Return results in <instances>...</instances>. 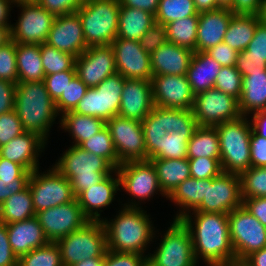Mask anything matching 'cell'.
Listing matches in <instances>:
<instances>
[{"label": "cell", "instance_id": "1", "mask_svg": "<svg viewBox=\"0 0 266 266\" xmlns=\"http://www.w3.org/2000/svg\"><path fill=\"white\" fill-rule=\"evenodd\" d=\"M180 220L188 228L194 255L206 266H236L228 214L191 211Z\"/></svg>", "mask_w": 266, "mask_h": 266}, {"label": "cell", "instance_id": "2", "mask_svg": "<svg viewBox=\"0 0 266 266\" xmlns=\"http://www.w3.org/2000/svg\"><path fill=\"white\" fill-rule=\"evenodd\" d=\"M111 218L108 220L104 216L102 220L106 231L107 250L148 256L149 246L159 237L156 236L159 231L154 226L150 214H147L144 208L121 206L116 216Z\"/></svg>", "mask_w": 266, "mask_h": 266}, {"label": "cell", "instance_id": "3", "mask_svg": "<svg viewBox=\"0 0 266 266\" xmlns=\"http://www.w3.org/2000/svg\"><path fill=\"white\" fill-rule=\"evenodd\" d=\"M14 110L25 131L38 134L48 143L51 127L60 115L44 81L18 82Z\"/></svg>", "mask_w": 266, "mask_h": 266}, {"label": "cell", "instance_id": "4", "mask_svg": "<svg viewBox=\"0 0 266 266\" xmlns=\"http://www.w3.org/2000/svg\"><path fill=\"white\" fill-rule=\"evenodd\" d=\"M60 155L52 166L70 181L75 197L115 170L105 158L76 145H70Z\"/></svg>", "mask_w": 266, "mask_h": 266}, {"label": "cell", "instance_id": "5", "mask_svg": "<svg viewBox=\"0 0 266 266\" xmlns=\"http://www.w3.org/2000/svg\"><path fill=\"white\" fill-rule=\"evenodd\" d=\"M220 144V164L223 172L241 174L251 167L250 118H239L215 126Z\"/></svg>", "mask_w": 266, "mask_h": 266}, {"label": "cell", "instance_id": "6", "mask_svg": "<svg viewBox=\"0 0 266 266\" xmlns=\"http://www.w3.org/2000/svg\"><path fill=\"white\" fill-rule=\"evenodd\" d=\"M119 11V0H90L76 11L87 47L107 46L116 39Z\"/></svg>", "mask_w": 266, "mask_h": 266}, {"label": "cell", "instance_id": "7", "mask_svg": "<svg viewBox=\"0 0 266 266\" xmlns=\"http://www.w3.org/2000/svg\"><path fill=\"white\" fill-rule=\"evenodd\" d=\"M116 171L120 179V192L125 191L130 197L121 206L142 208L141 203L153 200L157 194L167 199L160 188L156 169L150 160L125 162Z\"/></svg>", "mask_w": 266, "mask_h": 266}, {"label": "cell", "instance_id": "8", "mask_svg": "<svg viewBox=\"0 0 266 266\" xmlns=\"http://www.w3.org/2000/svg\"><path fill=\"white\" fill-rule=\"evenodd\" d=\"M167 228L160 233V243L153 253L148 254V262L152 266H199L189 230L184 223L173 219Z\"/></svg>", "mask_w": 266, "mask_h": 266}, {"label": "cell", "instance_id": "9", "mask_svg": "<svg viewBox=\"0 0 266 266\" xmlns=\"http://www.w3.org/2000/svg\"><path fill=\"white\" fill-rule=\"evenodd\" d=\"M61 251L63 266L93 257H105L107 252L106 231L102 221H89L56 242Z\"/></svg>", "mask_w": 266, "mask_h": 266}, {"label": "cell", "instance_id": "10", "mask_svg": "<svg viewBox=\"0 0 266 266\" xmlns=\"http://www.w3.org/2000/svg\"><path fill=\"white\" fill-rule=\"evenodd\" d=\"M49 167L43 172L41 168H38L31 173L29 178L28 187L36 213L69 203L76 198L70 181L52 165Z\"/></svg>", "mask_w": 266, "mask_h": 266}, {"label": "cell", "instance_id": "11", "mask_svg": "<svg viewBox=\"0 0 266 266\" xmlns=\"http://www.w3.org/2000/svg\"><path fill=\"white\" fill-rule=\"evenodd\" d=\"M124 84L125 78L118 72L108 76L98 86L88 88L73 112L110 120L119 113Z\"/></svg>", "mask_w": 266, "mask_h": 266}, {"label": "cell", "instance_id": "12", "mask_svg": "<svg viewBox=\"0 0 266 266\" xmlns=\"http://www.w3.org/2000/svg\"><path fill=\"white\" fill-rule=\"evenodd\" d=\"M231 244L238 266L252 252L266 247V227L242 205L228 214Z\"/></svg>", "mask_w": 266, "mask_h": 266}, {"label": "cell", "instance_id": "13", "mask_svg": "<svg viewBox=\"0 0 266 266\" xmlns=\"http://www.w3.org/2000/svg\"><path fill=\"white\" fill-rule=\"evenodd\" d=\"M14 6L20 10L18 20L11 24V40L16 44L45 43L56 16L38 3L15 1Z\"/></svg>", "mask_w": 266, "mask_h": 266}, {"label": "cell", "instance_id": "14", "mask_svg": "<svg viewBox=\"0 0 266 266\" xmlns=\"http://www.w3.org/2000/svg\"><path fill=\"white\" fill-rule=\"evenodd\" d=\"M242 203L240 175L222 171L206 179L205 197L194 211L229 214Z\"/></svg>", "mask_w": 266, "mask_h": 266}, {"label": "cell", "instance_id": "15", "mask_svg": "<svg viewBox=\"0 0 266 266\" xmlns=\"http://www.w3.org/2000/svg\"><path fill=\"white\" fill-rule=\"evenodd\" d=\"M192 112L198 126L209 127L241 116L238 100L214 87L195 95Z\"/></svg>", "mask_w": 266, "mask_h": 266}, {"label": "cell", "instance_id": "16", "mask_svg": "<svg viewBox=\"0 0 266 266\" xmlns=\"http://www.w3.org/2000/svg\"><path fill=\"white\" fill-rule=\"evenodd\" d=\"M106 127L118 156L119 162L146 161V145L140 121L114 116L106 121Z\"/></svg>", "mask_w": 266, "mask_h": 266}, {"label": "cell", "instance_id": "17", "mask_svg": "<svg viewBox=\"0 0 266 266\" xmlns=\"http://www.w3.org/2000/svg\"><path fill=\"white\" fill-rule=\"evenodd\" d=\"M49 242L58 240L84 227L90 220L84 215L77 198L36 213Z\"/></svg>", "mask_w": 266, "mask_h": 266}, {"label": "cell", "instance_id": "18", "mask_svg": "<svg viewBox=\"0 0 266 266\" xmlns=\"http://www.w3.org/2000/svg\"><path fill=\"white\" fill-rule=\"evenodd\" d=\"M110 46L114 52L117 72L127 79L151 81L150 54L141 47L140 41L116 38Z\"/></svg>", "mask_w": 266, "mask_h": 266}, {"label": "cell", "instance_id": "19", "mask_svg": "<svg viewBox=\"0 0 266 266\" xmlns=\"http://www.w3.org/2000/svg\"><path fill=\"white\" fill-rule=\"evenodd\" d=\"M76 75L88 87L98 86L117 72L114 52L110 45L88 47L75 59Z\"/></svg>", "mask_w": 266, "mask_h": 266}, {"label": "cell", "instance_id": "20", "mask_svg": "<svg viewBox=\"0 0 266 266\" xmlns=\"http://www.w3.org/2000/svg\"><path fill=\"white\" fill-rule=\"evenodd\" d=\"M154 106L192 109L195 95L185 75H155L151 78Z\"/></svg>", "mask_w": 266, "mask_h": 266}, {"label": "cell", "instance_id": "21", "mask_svg": "<svg viewBox=\"0 0 266 266\" xmlns=\"http://www.w3.org/2000/svg\"><path fill=\"white\" fill-rule=\"evenodd\" d=\"M45 43L75 57L81 55L88 47L79 15L75 12L56 16Z\"/></svg>", "mask_w": 266, "mask_h": 266}, {"label": "cell", "instance_id": "22", "mask_svg": "<svg viewBox=\"0 0 266 266\" xmlns=\"http://www.w3.org/2000/svg\"><path fill=\"white\" fill-rule=\"evenodd\" d=\"M119 191L120 179L115 169L98 184H93L89 189L82 191L76 198L84 215L90 221H102L101 213L116 200Z\"/></svg>", "mask_w": 266, "mask_h": 266}, {"label": "cell", "instance_id": "23", "mask_svg": "<svg viewBox=\"0 0 266 266\" xmlns=\"http://www.w3.org/2000/svg\"><path fill=\"white\" fill-rule=\"evenodd\" d=\"M48 143L36 133L23 132L0 147V157L22 165L33 172L40 168V160Z\"/></svg>", "mask_w": 266, "mask_h": 266}, {"label": "cell", "instance_id": "24", "mask_svg": "<svg viewBox=\"0 0 266 266\" xmlns=\"http://www.w3.org/2000/svg\"><path fill=\"white\" fill-rule=\"evenodd\" d=\"M153 108L151 81L125 78L118 115L142 122Z\"/></svg>", "mask_w": 266, "mask_h": 266}, {"label": "cell", "instance_id": "25", "mask_svg": "<svg viewBox=\"0 0 266 266\" xmlns=\"http://www.w3.org/2000/svg\"><path fill=\"white\" fill-rule=\"evenodd\" d=\"M234 13L228 8H218L199 13L196 51L206 52L222 43Z\"/></svg>", "mask_w": 266, "mask_h": 266}, {"label": "cell", "instance_id": "26", "mask_svg": "<svg viewBox=\"0 0 266 266\" xmlns=\"http://www.w3.org/2000/svg\"><path fill=\"white\" fill-rule=\"evenodd\" d=\"M6 227L8 241L18 259L31 250L50 243L36 216L6 224Z\"/></svg>", "mask_w": 266, "mask_h": 266}, {"label": "cell", "instance_id": "27", "mask_svg": "<svg viewBox=\"0 0 266 266\" xmlns=\"http://www.w3.org/2000/svg\"><path fill=\"white\" fill-rule=\"evenodd\" d=\"M188 48L166 42L151 55V70L155 75H185L193 55Z\"/></svg>", "mask_w": 266, "mask_h": 266}, {"label": "cell", "instance_id": "28", "mask_svg": "<svg viewBox=\"0 0 266 266\" xmlns=\"http://www.w3.org/2000/svg\"><path fill=\"white\" fill-rule=\"evenodd\" d=\"M221 68L222 66L206 52H194L186 74L193 94L197 95L213 88Z\"/></svg>", "mask_w": 266, "mask_h": 266}, {"label": "cell", "instance_id": "29", "mask_svg": "<svg viewBox=\"0 0 266 266\" xmlns=\"http://www.w3.org/2000/svg\"><path fill=\"white\" fill-rule=\"evenodd\" d=\"M238 105L240 114L247 117L266 110V69L263 72H251L242 78Z\"/></svg>", "mask_w": 266, "mask_h": 266}, {"label": "cell", "instance_id": "30", "mask_svg": "<svg viewBox=\"0 0 266 266\" xmlns=\"http://www.w3.org/2000/svg\"><path fill=\"white\" fill-rule=\"evenodd\" d=\"M63 132H68L73 140L71 145L79 146L83 141L100 132L106 122L98 117L80 115L73 111H67L60 115L58 121Z\"/></svg>", "mask_w": 266, "mask_h": 266}, {"label": "cell", "instance_id": "31", "mask_svg": "<svg viewBox=\"0 0 266 266\" xmlns=\"http://www.w3.org/2000/svg\"><path fill=\"white\" fill-rule=\"evenodd\" d=\"M206 191V179L188 178L180 183L167 197L177 208L173 219H180L195 210L203 201Z\"/></svg>", "mask_w": 266, "mask_h": 266}, {"label": "cell", "instance_id": "32", "mask_svg": "<svg viewBox=\"0 0 266 266\" xmlns=\"http://www.w3.org/2000/svg\"><path fill=\"white\" fill-rule=\"evenodd\" d=\"M263 19V15L234 14L228 25L223 42L238 52L246 50L254 37L257 25Z\"/></svg>", "mask_w": 266, "mask_h": 266}, {"label": "cell", "instance_id": "33", "mask_svg": "<svg viewBox=\"0 0 266 266\" xmlns=\"http://www.w3.org/2000/svg\"><path fill=\"white\" fill-rule=\"evenodd\" d=\"M154 23V14L136 8L120 6L116 38L140 41Z\"/></svg>", "mask_w": 266, "mask_h": 266}, {"label": "cell", "instance_id": "34", "mask_svg": "<svg viewBox=\"0 0 266 266\" xmlns=\"http://www.w3.org/2000/svg\"><path fill=\"white\" fill-rule=\"evenodd\" d=\"M150 161L156 169L160 188L167 197L180 183L191 177L188 158Z\"/></svg>", "mask_w": 266, "mask_h": 266}, {"label": "cell", "instance_id": "35", "mask_svg": "<svg viewBox=\"0 0 266 266\" xmlns=\"http://www.w3.org/2000/svg\"><path fill=\"white\" fill-rule=\"evenodd\" d=\"M18 82L43 81L45 77L39 44H16Z\"/></svg>", "mask_w": 266, "mask_h": 266}, {"label": "cell", "instance_id": "36", "mask_svg": "<svg viewBox=\"0 0 266 266\" xmlns=\"http://www.w3.org/2000/svg\"><path fill=\"white\" fill-rule=\"evenodd\" d=\"M220 159L219 136L215 127L198 126L188 141L187 158Z\"/></svg>", "mask_w": 266, "mask_h": 266}, {"label": "cell", "instance_id": "37", "mask_svg": "<svg viewBox=\"0 0 266 266\" xmlns=\"http://www.w3.org/2000/svg\"><path fill=\"white\" fill-rule=\"evenodd\" d=\"M36 216L31 191L27 186L24 190L12 194L0 205V222L10 224Z\"/></svg>", "mask_w": 266, "mask_h": 266}, {"label": "cell", "instance_id": "38", "mask_svg": "<svg viewBox=\"0 0 266 266\" xmlns=\"http://www.w3.org/2000/svg\"><path fill=\"white\" fill-rule=\"evenodd\" d=\"M199 16H189L172 21L167 26V42L196 52Z\"/></svg>", "mask_w": 266, "mask_h": 266}, {"label": "cell", "instance_id": "39", "mask_svg": "<svg viewBox=\"0 0 266 266\" xmlns=\"http://www.w3.org/2000/svg\"><path fill=\"white\" fill-rule=\"evenodd\" d=\"M141 124L146 145V160H151L160 153V140L168 134L162 125V107L154 106Z\"/></svg>", "mask_w": 266, "mask_h": 266}, {"label": "cell", "instance_id": "40", "mask_svg": "<svg viewBox=\"0 0 266 266\" xmlns=\"http://www.w3.org/2000/svg\"><path fill=\"white\" fill-rule=\"evenodd\" d=\"M162 125L167 133L194 134L198 127L192 109L162 108Z\"/></svg>", "mask_w": 266, "mask_h": 266}, {"label": "cell", "instance_id": "41", "mask_svg": "<svg viewBox=\"0 0 266 266\" xmlns=\"http://www.w3.org/2000/svg\"><path fill=\"white\" fill-rule=\"evenodd\" d=\"M189 16H199L193 0H159L155 22L166 25Z\"/></svg>", "mask_w": 266, "mask_h": 266}, {"label": "cell", "instance_id": "42", "mask_svg": "<svg viewBox=\"0 0 266 266\" xmlns=\"http://www.w3.org/2000/svg\"><path fill=\"white\" fill-rule=\"evenodd\" d=\"M79 147L85 151L92 152L95 155L105 158L115 169L121 165L118 160L110 131L106 126L94 136L83 141Z\"/></svg>", "mask_w": 266, "mask_h": 266}, {"label": "cell", "instance_id": "43", "mask_svg": "<svg viewBox=\"0 0 266 266\" xmlns=\"http://www.w3.org/2000/svg\"><path fill=\"white\" fill-rule=\"evenodd\" d=\"M40 54L45 76L71 70L75 66V56L59 51L46 43L40 45Z\"/></svg>", "mask_w": 266, "mask_h": 266}, {"label": "cell", "instance_id": "44", "mask_svg": "<svg viewBox=\"0 0 266 266\" xmlns=\"http://www.w3.org/2000/svg\"><path fill=\"white\" fill-rule=\"evenodd\" d=\"M18 266H63L60 248L56 243L50 242L33 249L19 258Z\"/></svg>", "mask_w": 266, "mask_h": 266}, {"label": "cell", "instance_id": "45", "mask_svg": "<svg viewBox=\"0 0 266 266\" xmlns=\"http://www.w3.org/2000/svg\"><path fill=\"white\" fill-rule=\"evenodd\" d=\"M241 197H266V166L250 167L240 174Z\"/></svg>", "mask_w": 266, "mask_h": 266}, {"label": "cell", "instance_id": "46", "mask_svg": "<svg viewBox=\"0 0 266 266\" xmlns=\"http://www.w3.org/2000/svg\"><path fill=\"white\" fill-rule=\"evenodd\" d=\"M193 134L168 133L160 140V153L154 159L187 158L188 141Z\"/></svg>", "mask_w": 266, "mask_h": 266}, {"label": "cell", "instance_id": "47", "mask_svg": "<svg viewBox=\"0 0 266 266\" xmlns=\"http://www.w3.org/2000/svg\"><path fill=\"white\" fill-rule=\"evenodd\" d=\"M87 90L88 87L76 75L70 84L67 85L65 92L55 101L58 114L62 115L67 111H73Z\"/></svg>", "mask_w": 266, "mask_h": 266}, {"label": "cell", "instance_id": "48", "mask_svg": "<svg viewBox=\"0 0 266 266\" xmlns=\"http://www.w3.org/2000/svg\"><path fill=\"white\" fill-rule=\"evenodd\" d=\"M242 78L236 66L222 67L215 79L214 88L239 100L242 93Z\"/></svg>", "mask_w": 266, "mask_h": 266}, {"label": "cell", "instance_id": "49", "mask_svg": "<svg viewBox=\"0 0 266 266\" xmlns=\"http://www.w3.org/2000/svg\"><path fill=\"white\" fill-rule=\"evenodd\" d=\"M0 79L18 83L16 43L13 40L0 46Z\"/></svg>", "mask_w": 266, "mask_h": 266}, {"label": "cell", "instance_id": "50", "mask_svg": "<svg viewBox=\"0 0 266 266\" xmlns=\"http://www.w3.org/2000/svg\"><path fill=\"white\" fill-rule=\"evenodd\" d=\"M188 160L190 165L191 178L200 180L210 179L218 176L222 172L220 159L198 157Z\"/></svg>", "mask_w": 266, "mask_h": 266}, {"label": "cell", "instance_id": "51", "mask_svg": "<svg viewBox=\"0 0 266 266\" xmlns=\"http://www.w3.org/2000/svg\"><path fill=\"white\" fill-rule=\"evenodd\" d=\"M23 132L25 130L14 109L0 114V147L6 145L14 137L19 136Z\"/></svg>", "mask_w": 266, "mask_h": 266}, {"label": "cell", "instance_id": "52", "mask_svg": "<svg viewBox=\"0 0 266 266\" xmlns=\"http://www.w3.org/2000/svg\"><path fill=\"white\" fill-rule=\"evenodd\" d=\"M76 76L75 66L71 70L53 73L44 77L46 89L54 102L65 92L67 85Z\"/></svg>", "mask_w": 266, "mask_h": 266}, {"label": "cell", "instance_id": "53", "mask_svg": "<svg viewBox=\"0 0 266 266\" xmlns=\"http://www.w3.org/2000/svg\"><path fill=\"white\" fill-rule=\"evenodd\" d=\"M166 42L167 26L157 22L140 39L141 47L150 55Z\"/></svg>", "mask_w": 266, "mask_h": 266}, {"label": "cell", "instance_id": "54", "mask_svg": "<svg viewBox=\"0 0 266 266\" xmlns=\"http://www.w3.org/2000/svg\"><path fill=\"white\" fill-rule=\"evenodd\" d=\"M146 260L145 255L107 250L104 266H141Z\"/></svg>", "mask_w": 266, "mask_h": 266}, {"label": "cell", "instance_id": "55", "mask_svg": "<svg viewBox=\"0 0 266 266\" xmlns=\"http://www.w3.org/2000/svg\"><path fill=\"white\" fill-rule=\"evenodd\" d=\"M247 57L263 58L266 60V20L263 19L254 33V37L248 44Z\"/></svg>", "mask_w": 266, "mask_h": 266}, {"label": "cell", "instance_id": "56", "mask_svg": "<svg viewBox=\"0 0 266 266\" xmlns=\"http://www.w3.org/2000/svg\"><path fill=\"white\" fill-rule=\"evenodd\" d=\"M38 4L55 16L75 13L84 3L82 0H39Z\"/></svg>", "mask_w": 266, "mask_h": 266}, {"label": "cell", "instance_id": "57", "mask_svg": "<svg viewBox=\"0 0 266 266\" xmlns=\"http://www.w3.org/2000/svg\"><path fill=\"white\" fill-rule=\"evenodd\" d=\"M236 69L242 77L251 74V72H263L266 69V60L263 58L247 57V52H238L236 60Z\"/></svg>", "mask_w": 266, "mask_h": 266}, {"label": "cell", "instance_id": "58", "mask_svg": "<svg viewBox=\"0 0 266 266\" xmlns=\"http://www.w3.org/2000/svg\"><path fill=\"white\" fill-rule=\"evenodd\" d=\"M222 67L236 66L238 51L232 49L224 42L215 45L206 51Z\"/></svg>", "mask_w": 266, "mask_h": 266}, {"label": "cell", "instance_id": "59", "mask_svg": "<svg viewBox=\"0 0 266 266\" xmlns=\"http://www.w3.org/2000/svg\"><path fill=\"white\" fill-rule=\"evenodd\" d=\"M30 171H25L16 180H0V205L12 194L24 190L28 186Z\"/></svg>", "mask_w": 266, "mask_h": 266}, {"label": "cell", "instance_id": "60", "mask_svg": "<svg viewBox=\"0 0 266 266\" xmlns=\"http://www.w3.org/2000/svg\"><path fill=\"white\" fill-rule=\"evenodd\" d=\"M251 167L266 166V138L251 131L250 139Z\"/></svg>", "mask_w": 266, "mask_h": 266}, {"label": "cell", "instance_id": "61", "mask_svg": "<svg viewBox=\"0 0 266 266\" xmlns=\"http://www.w3.org/2000/svg\"><path fill=\"white\" fill-rule=\"evenodd\" d=\"M18 260L8 241L6 224L0 222V266H18Z\"/></svg>", "mask_w": 266, "mask_h": 266}, {"label": "cell", "instance_id": "62", "mask_svg": "<svg viewBox=\"0 0 266 266\" xmlns=\"http://www.w3.org/2000/svg\"><path fill=\"white\" fill-rule=\"evenodd\" d=\"M16 97V83L0 79V114L14 109Z\"/></svg>", "mask_w": 266, "mask_h": 266}, {"label": "cell", "instance_id": "63", "mask_svg": "<svg viewBox=\"0 0 266 266\" xmlns=\"http://www.w3.org/2000/svg\"><path fill=\"white\" fill-rule=\"evenodd\" d=\"M266 0H232L230 10L234 14L263 15Z\"/></svg>", "mask_w": 266, "mask_h": 266}, {"label": "cell", "instance_id": "64", "mask_svg": "<svg viewBox=\"0 0 266 266\" xmlns=\"http://www.w3.org/2000/svg\"><path fill=\"white\" fill-rule=\"evenodd\" d=\"M242 205L266 227V197L242 199Z\"/></svg>", "mask_w": 266, "mask_h": 266}, {"label": "cell", "instance_id": "65", "mask_svg": "<svg viewBox=\"0 0 266 266\" xmlns=\"http://www.w3.org/2000/svg\"><path fill=\"white\" fill-rule=\"evenodd\" d=\"M25 171L22 165L0 157V180H16Z\"/></svg>", "mask_w": 266, "mask_h": 266}, {"label": "cell", "instance_id": "66", "mask_svg": "<svg viewBox=\"0 0 266 266\" xmlns=\"http://www.w3.org/2000/svg\"><path fill=\"white\" fill-rule=\"evenodd\" d=\"M120 6L140 9L152 14H156L159 0H119Z\"/></svg>", "mask_w": 266, "mask_h": 266}, {"label": "cell", "instance_id": "67", "mask_svg": "<svg viewBox=\"0 0 266 266\" xmlns=\"http://www.w3.org/2000/svg\"><path fill=\"white\" fill-rule=\"evenodd\" d=\"M250 117L252 130L257 135L266 138V110L253 113Z\"/></svg>", "mask_w": 266, "mask_h": 266}, {"label": "cell", "instance_id": "68", "mask_svg": "<svg viewBox=\"0 0 266 266\" xmlns=\"http://www.w3.org/2000/svg\"><path fill=\"white\" fill-rule=\"evenodd\" d=\"M239 266H266V247L252 252Z\"/></svg>", "mask_w": 266, "mask_h": 266}, {"label": "cell", "instance_id": "69", "mask_svg": "<svg viewBox=\"0 0 266 266\" xmlns=\"http://www.w3.org/2000/svg\"><path fill=\"white\" fill-rule=\"evenodd\" d=\"M15 0H0V25L11 27V10L15 7ZM10 17V18H9Z\"/></svg>", "mask_w": 266, "mask_h": 266}, {"label": "cell", "instance_id": "70", "mask_svg": "<svg viewBox=\"0 0 266 266\" xmlns=\"http://www.w3.org/2000/svg\"><path fill=\"white\" fill-rule=\"evenodd\" d=\"M198 13L207 12L220 8L217 5V0H193Z\"/></svg>", "mask_w": 266, "mask_h": 266}, {"label": "cell", "instance_id": "71", "mask_svg": "<svg viewBox=\"0 0 266 266\" xmlns=\"http://www.w3.org/2000/svg\"><path fill=\"white\" fill-rule=\"evenodd\" d=\"M105 257H93L86 260H82L73 266H104Z\"/></svg>", "mask_w": 266, "mask_h": 266}, {"label": "cell", "instance_id": "72", "mask_svg": "<svg viewBox=\"0 0 266 266\" xmlns=\"http://www.w3.org/2000/svg\"><path fill=\"white\" fill-rule=\"evenodd\" d=\"M11 27L0 25V46L5 45L11 40Z\"/></svg>", "mask_w": 266, "mask_h": 266}, {"label": "cell", "instance_id": "73", "mask_svg": "<svg viewBox=\"0 0 266 266\" xmlns=\"http://www.w3.org/2000/svg\"><path fill=\"white\" fill-rule=\"evenodd\" d=\"M217 5L220 8H228L230 9L232 6V0H217Z\"/></svg>", "mask_w": 266, "mask_h": 266}, {"label": "cell", "instance_id": "74", "mask_svg": "<svg viewBox=\"0 0 266 266\" xmlns=\"http://www.w3.org/2000/svg\"><path fill=\"white\" fill-rule=\"evenodd\" d=\"M15 1H20V2H25V3H38L39 0H15Z\"/></svg>", "mask_w": 266, "mask_h": 266}, {"label": "cell", "instance_id": "75", "mask_svg": "<svg viewBox=\"0 0 266 266\" xmlns=\"http://www.w3.org/2000/svg\"><path fill=\"white\" fill-rule=\"evenodd\" d=\"M141 266H152V265L148 262V260H146Z\"/></svg>", "mask_w": 266, "mask_h": 266}, {"label": "cell", "instance_id": "76", "mask_svg": "<svg viewBox=\"0 0 266 266\" xmlns=\"http://www.w3.org/2000/svg\"><path fill=\"white\" fill-rule=\"evenodd\" d=\"M263 18L266 20V3H265V10H264V13H263Z\"/></svg>", "mask_w": 266, "mask_h": 266}]
</instances>
